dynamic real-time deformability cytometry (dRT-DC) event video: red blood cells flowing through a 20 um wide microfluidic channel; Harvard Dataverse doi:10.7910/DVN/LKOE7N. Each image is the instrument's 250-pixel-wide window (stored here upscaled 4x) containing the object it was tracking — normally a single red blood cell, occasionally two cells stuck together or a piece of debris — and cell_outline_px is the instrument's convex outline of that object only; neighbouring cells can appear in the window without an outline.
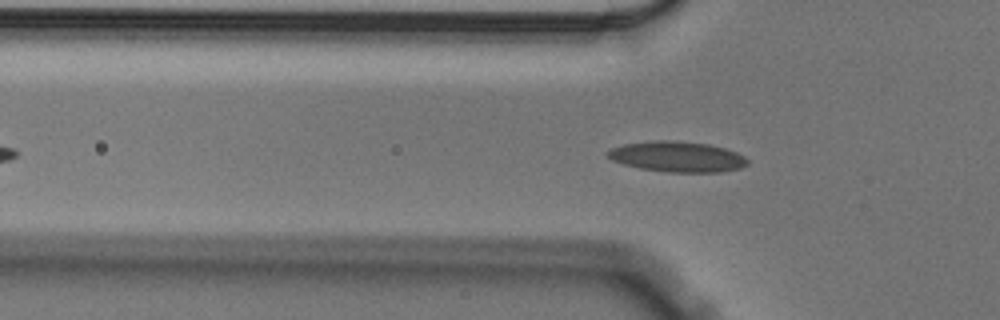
{"species": "Egyptian fruit bat (a non-hibernating species)", "species_latin": "Rousettus aegyptiacus", "temperature_condition": "cold", "stored_images_in_passage": 50, "camera_frame_rate_fps": 3000, "um_per_image_px": 0.085, "animal": {"sex": "male"}, "frame": {"image": 1, "passage_image": 16, "time_ms": 5.0, "image_size_px": [1000, 320], "cell_outline_px": [[748, 164], [740, 168], [720, 172], [668, 172], [640, 168], [624, 164], [612, 160], [608, 156], [608, 152], [612, 148], [624, 144], [656, 140], [676, 140], [708, 144], [724, 148], [736, 152], [744, 156], [748, 160]], "centroid_in_image_um": [57.59, 13.32], "position_along_channel_um": 68.2, "area_um2": 24.74}}
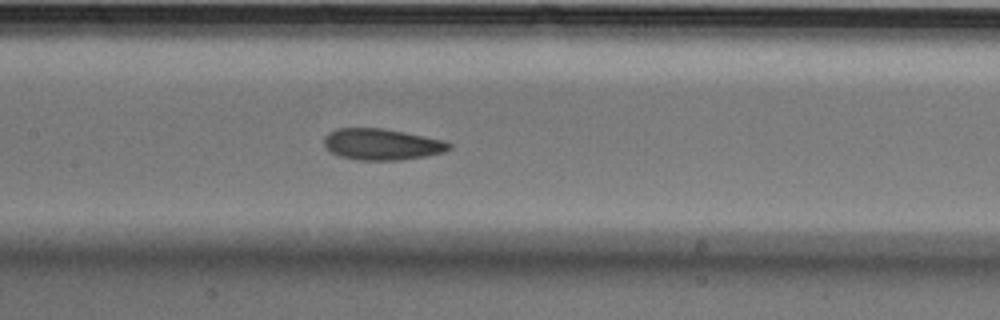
{"frame": {"image": 2, "passage_image": 25, "time_ms": 8.0, "image_size_px": [1000, 320], "cell_outline_px": [[452, 148], [444, 152], [404, 160], [356, 160], [340, 156], [332, 152], [324, 144], [324, 136], [328, 132], [336, 128], [380, 128], [404, 132], [444, 140], [452, 144]], "centroid_in_image_um": [32.46, 12.27], "position_along_channel_um": 174.9, "area_um2": 22.83}}
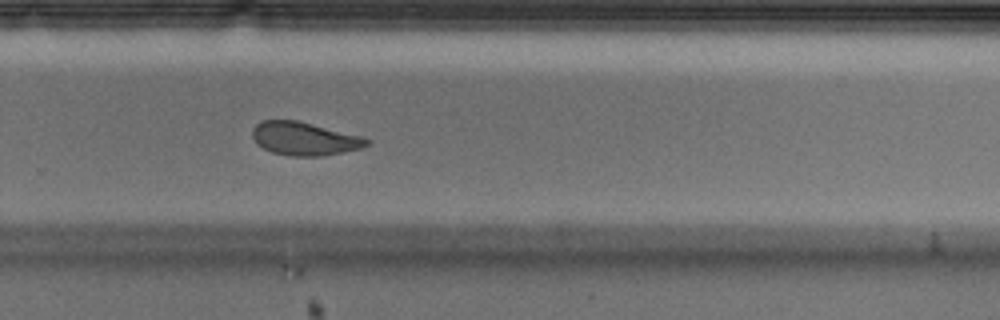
{"frame": {"image": 3, "passage_image": 36, "time_ms": 11.667, "image_size_px": [1000, 320], "cell_outline_px": [[372, 140], [368, 144], [360, 148], [320, 156], [292, 156], [272, 152], [256, 144], [252, 136], [252, 128], [260, 120], [296, 120], [364, 136]], "centroid_in_image_um": [25.86, 11.77], "position_along_channel_um": 303.9, "area_um2": 22.2}, "authors_computed_cell_mechanics": {"area_um2": 23.2356, "velocity_mm_per_s": 3.528, "shape_relaxation_time_tau1_ms": 5.8396, "shape_relaxation_time_tau2_ms": 2.2905, "deformation_change_tau1": 0.1362, "deformation_change_tau2": 0.0778}}